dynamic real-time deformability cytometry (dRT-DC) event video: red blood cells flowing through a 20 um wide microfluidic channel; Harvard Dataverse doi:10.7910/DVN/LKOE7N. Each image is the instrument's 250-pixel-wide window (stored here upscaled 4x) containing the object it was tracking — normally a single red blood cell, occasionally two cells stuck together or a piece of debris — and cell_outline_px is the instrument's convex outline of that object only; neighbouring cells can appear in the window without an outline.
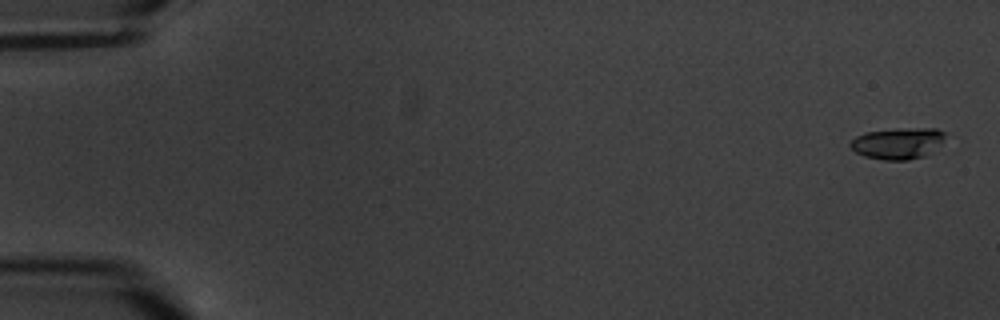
{"species": "common noctule bat (a hibernating species)", "species_latin": "Nyctalus noctula", "temperature_condition": "warm", "stored_images_in_passage": 5, "camera_frame_rate_fps": 3000, "um_per_image_px": 0.085, "animal": {"sex": "male", "body_mass_g": 20.1, "forearm_length_mm": 53.5}, "frame": {"image": 1, "passage_image": 1, "time_ms": 0.0, "image_size_px": [1000, 320], "cell_outline_px": [[944, 136], [940, 144], [924, 156], [908, 160], [884, 160], [864, 156], [856, 152], [848, 144], [856, 136], [868, 132], [896, 128], [936, 128], [944, 132]], "centroid_in_image_um": [76.29, 12.17], "position_along_channel_um": 8.7, "area_um2": 17.17}}
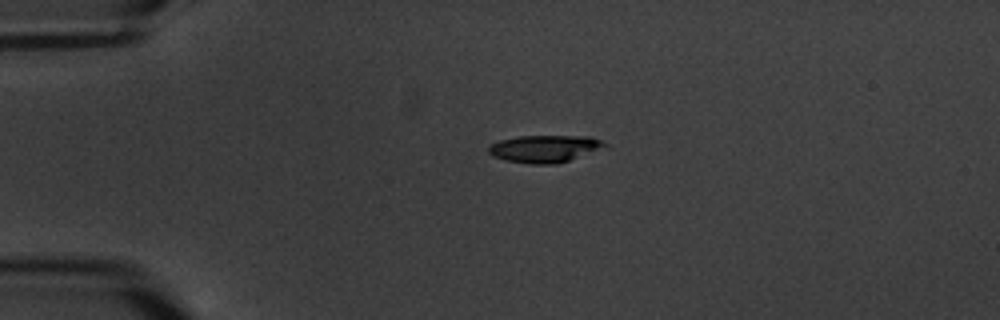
{"frame": {"image": 2, "passage_image": 4, "time_ms": 4.333, "image_size_px": [1000, 320], "cell_outline_px": [[608, 148], [556, 164], [528, 164], [504, 160], [492, 156], [488, 152], [488, 148], [492, 144], [500, 140], [520, 136], [592, 136], [608, 144]], "centroid_in_image_um": [46.35, 12.64], "position_along_channel_um": 38.7, "area_um2": 18.73}}